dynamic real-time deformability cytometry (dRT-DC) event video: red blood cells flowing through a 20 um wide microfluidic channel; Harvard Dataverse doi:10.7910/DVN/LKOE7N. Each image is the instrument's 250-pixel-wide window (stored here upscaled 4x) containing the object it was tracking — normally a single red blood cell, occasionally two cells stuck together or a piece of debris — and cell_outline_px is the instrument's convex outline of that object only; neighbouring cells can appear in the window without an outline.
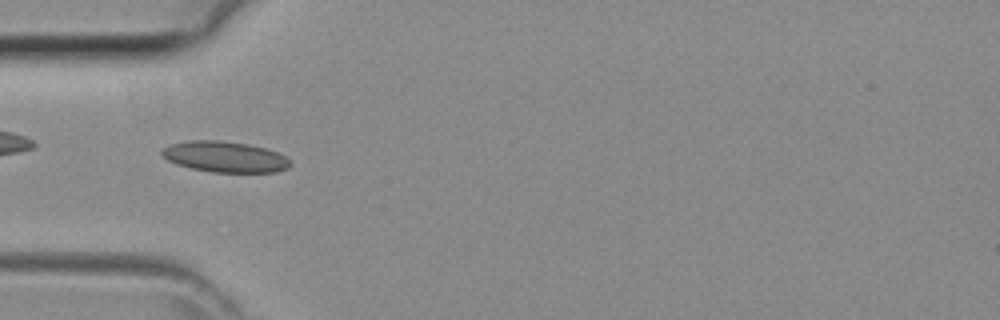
{"species": "common noctule bat (a hibernating species)", "species_latin": "Nyctalus noctula", "temperature_condition": "room temperature", "stored_images_in_passage": 32, "camera_frame_rate_fps": 3000, "um_per_image_px": 0.085, "animal": {"sex": "female", "body_mass_g": 29.2, "forearm_length_mm": 56.3}, "frame": {"image": 1, "passage_image": 2, "time_ms": 0.333, "image_size_px": [1000, 320], "cell_outline_px": [[292, 164], [288, 168], [276, 172], [212, 172], [192, 168], [176, 164], [168, 160], [160, 152], [164, 148], [172, 144], [188, 140], [220, 140], [248, 144], [280, 152], [292, 160]], "centroid_in_image_um": [19.18, 13.33], "position_along_channel_um": 65.8, "area_um2": 23.18}}
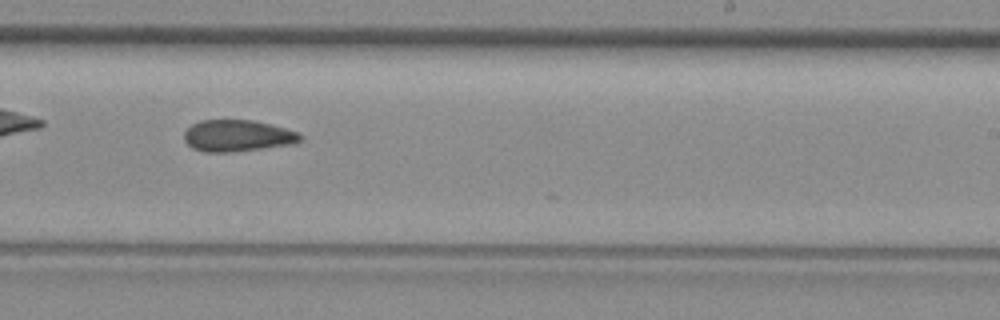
{"frame": {"image": 2, "passage_image": 15, "time_ms": 4.667, "image_size_px": [1000, 320], "cell_outline_px": [[304, 140], [288, 144], [232, 152], [204, 152], [192, 148], [184, 140], [184, 132], [192, 124], [200, 120], [252, 120], [284, 128], [296, 132]], "centroid_in_image_um": [20.11, 11.54], "position_along_channel_um": 268.9, "area_um2": 21.04}}
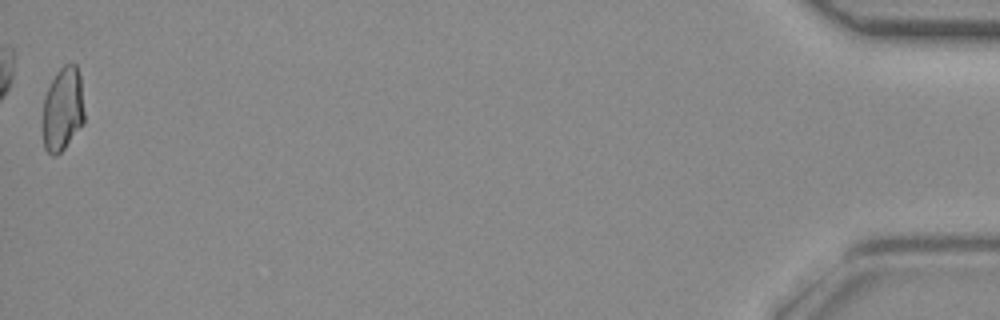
{"frame": {"image": 3, "passage_image": 32, "time_ms": 10.333, "image_size_px": [1000, 320], "cell_outline_px": [[84, 124], [64, 148], [56, 156], [52, 156], [44, 148], [44, 96], [56, 72], [64, 64], [76, 64], [80, 76], [84, 112]], "centroid_in_image_um": [5.35, 9.28], "position_along_channel_um": 429.8, "area_um2": 20.23}}